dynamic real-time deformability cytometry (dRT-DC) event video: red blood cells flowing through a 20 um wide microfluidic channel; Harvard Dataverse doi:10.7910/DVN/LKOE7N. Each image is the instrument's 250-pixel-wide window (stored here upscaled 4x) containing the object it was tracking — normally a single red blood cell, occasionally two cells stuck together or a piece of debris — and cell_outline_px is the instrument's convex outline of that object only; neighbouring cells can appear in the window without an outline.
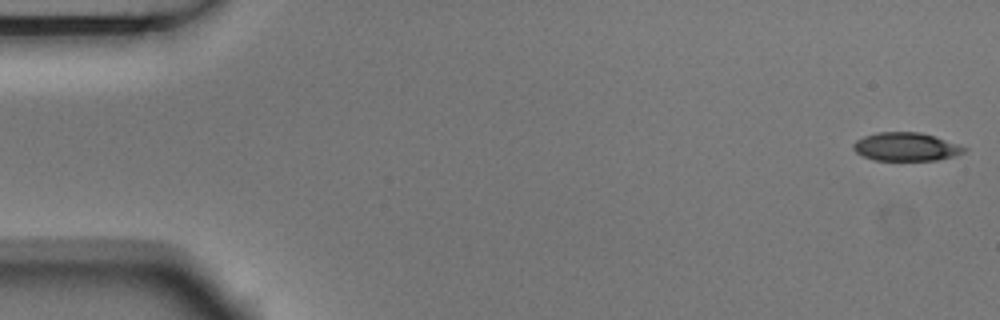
{"species": "Egyptian fruit bat (a non-hibernating species)", "species_latin": "Rousettus aegyptiacus", "temperature_condition": "room temperature", "stored_images_in_passage": 6, "segment_of_instrument_passage": [1, 2], "camera_frame_rate_fps": 3000, "um_per_image_px": 0.085, "animal": {"sex": "male"}, "frame": {"image": 1, "passage_image": 1, "time_ms": 0.0, "image_size_px": [1000, 320], "cell_outline_px": [[968, 148], [964, 152], [956, 156], [936, 160], [876, 160], [864, 156], [856, 152], [852, 148], [852, 144], [856, 140], [864, 136], [880, 132], [920, 132]], "centroid_in_image_um": [76.99, 12.48], "position_along_channel_um": 8.0, "area_um2": 18.09}}
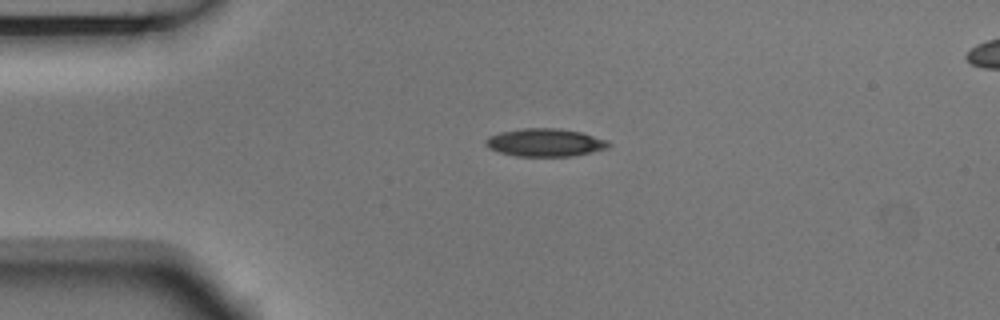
{"frame": {"image": 2, "passage_image": 4, "time_ms": 1.0, "image_size_px": [1000, 320], "cell_outline_px": [[612, 144], [608, 148], [592, 152], [572, 156], [516, 156], [500, 152], [488, 148], [484, 144], [484, 140], [488, 136], [500, 132], [524, 128], [560, 128], [580, 132], [608, 140]], "centroid_in_image_um": [46.33, 12.11], "position_along_channel_um": 38.7, "area_um2": 20.11}}